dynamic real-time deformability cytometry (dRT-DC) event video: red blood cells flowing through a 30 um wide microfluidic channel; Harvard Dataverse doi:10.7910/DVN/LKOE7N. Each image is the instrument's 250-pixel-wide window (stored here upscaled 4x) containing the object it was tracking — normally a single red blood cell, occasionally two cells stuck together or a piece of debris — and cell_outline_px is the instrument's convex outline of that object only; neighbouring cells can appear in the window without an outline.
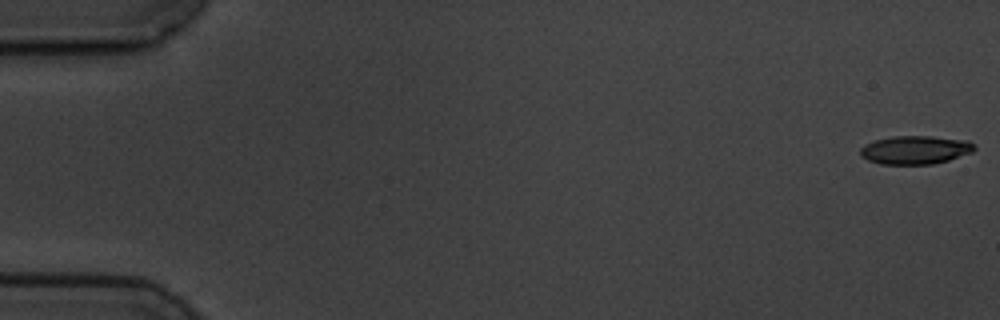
{"species": "common noctule bat (a hibernating species)", "species_latin": "Nyctalus noctula", "temperature_condition": "cold", "stored_images_in_passage": 6, "camera_frame_rate_fps": 3000, "um_per_image_px": 0.085, "animal": {"sex": "male", "body_mass_g": 19.5, "forearm_length_mm": 54.6}, "frame": {"image": 1, "passage_image": 1, "time_ms": 0.0, "image_size_px": [1000, 320], "cell_outline_px": [[976, 148], [972, 152], [948, 160], [932, 164], [880, 164], [868, 160], [860, 156], [860, 148], [864, 144], [872, 140], [892, 136], [932, 136], [968, 140], [976, 144]], "centroid_in_image_um": [77.78, 12.73], "position_along_channel_um": 7.2, "area_um2": 19.13}}
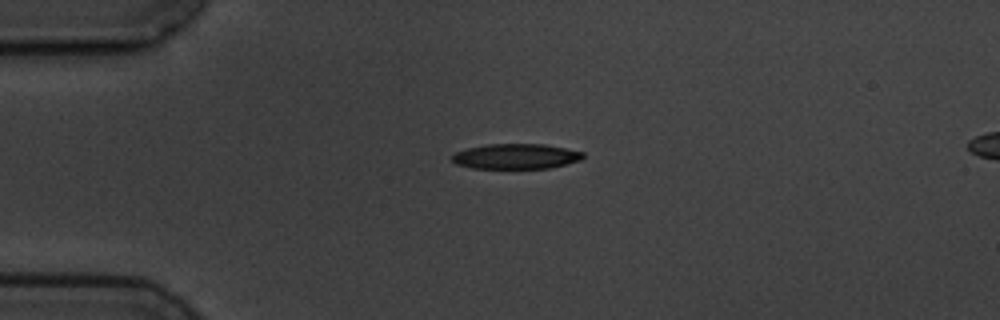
{"frame": {"image": 2, "passage_image": 4, "time_ms": 4.333, "image_size_px": [1000, 320], "cell_outline_px": [[584, 156], [580, 160], [548, 168], [472, 168], [456, 164], [452, 160], [452, 156], [456, 152], [468, 148], [488, 144], [544, 144], [584, 152]], "centroid_in_image_um": [43.84, 13.29], "position_along_channel_um": 41.2, "area_um2": 19.02}}
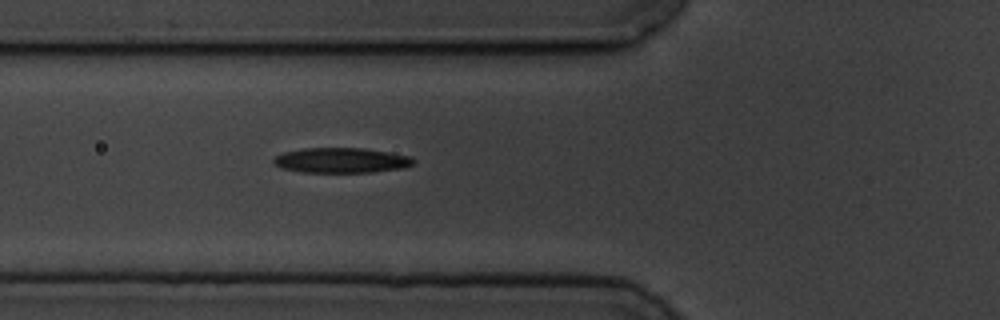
{"frame": {"image": 3, "passage_image": 6, "time_ms": 6.667, "image_size_px": [1000, 320], "cell_outline_px": [[416, 164], [404, 168], [372, 172], [300, 172], [280, 168], [272, 164], [272, 160], [276, 156], [284, 152], [304, 148], [364, 148], [412, 156], [416, 160]], "centroid_in_image_um": [29.03, 13.63], "position_along_channel_um": 96.8, "area_um2": 20.75}}